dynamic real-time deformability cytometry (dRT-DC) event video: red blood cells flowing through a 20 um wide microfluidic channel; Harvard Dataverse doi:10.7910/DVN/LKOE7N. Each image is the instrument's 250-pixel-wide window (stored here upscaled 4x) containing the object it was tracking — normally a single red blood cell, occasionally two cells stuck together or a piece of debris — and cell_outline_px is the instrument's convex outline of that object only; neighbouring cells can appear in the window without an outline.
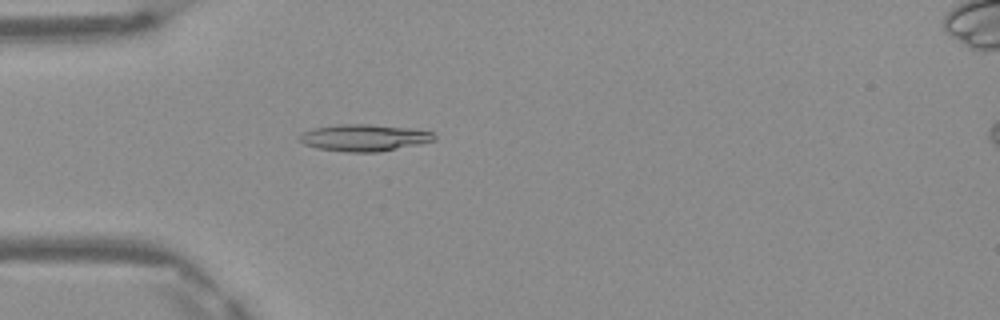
{"species": "Egyptian fruit bat (a non-hibernating species)", "species_latin": "Rousettus aegyptiacus", "temperature_condition": "warm", "stored_images_in_passage": 48, "camera_frame_rate_fps": 3000, "um_per_image_px": 0.085, "frame": {"image": 1, "passage_image": 14, "time_ms": 4.333, "image_size_px": [1000, 320], "cell_outline_px": [[436, 140], [420, 144], [380, 152], [344, 152], [316, 148], [304, 144], [300, 140], [300, 132], [316, 128], [344, 124], [368, 124], [408, 128], [432, 132], [436, 136]], "centroid_in_image_um": [30.96, 11.72], "position_along_channel_um": 54.0, "area_um2": 20.98}}
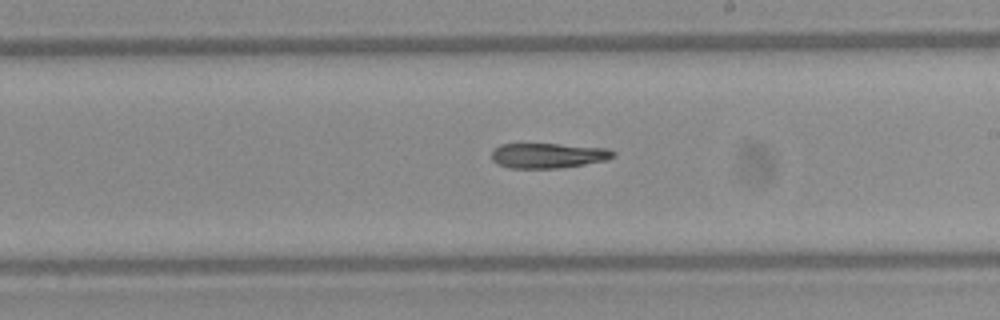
{"frame": {"image": 2, "passage_image": 28, "time_ms": 9.0, "image_size_px": [1000, 320], "cell_outline_px": [[616, 156], [608, 160], [584, 164], [556, 168], [508, 168], [496, 164], [492, 160], [492, 152], [500, 144], [560, 144], [608, 148], [616, 152]], "centroid_in_image_um": [46.61, 13.22], "position_along_channel_um": 242.4, "area_um2": 17.86}}
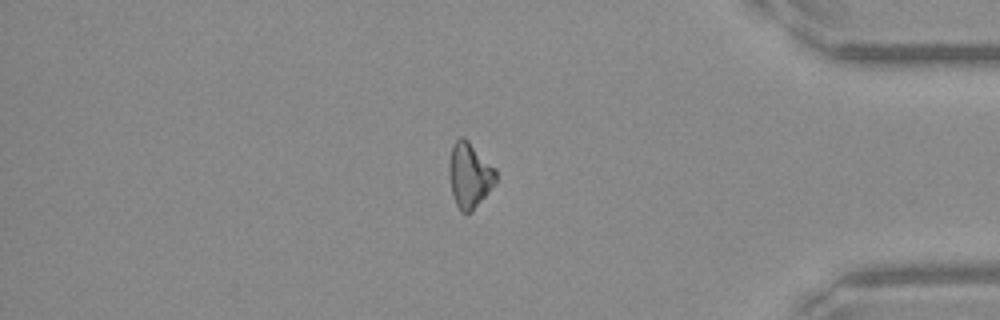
{"frame": {"image": 3, "passage_image": 41, "time_ms": 13.333, "image_size_px": [1000, 320], "cell_outline_px": [[496, 180], [472, 212], [460, 212], [456, 204], [452, 192], [448, 176], [448, 164], [452, 144], [460, 136], [464, 136], [496, 168]], "centroid_in_image_um": [39.88, 14.85], "position_along_channel_um": 395.3, "area_um2": 17.8}}